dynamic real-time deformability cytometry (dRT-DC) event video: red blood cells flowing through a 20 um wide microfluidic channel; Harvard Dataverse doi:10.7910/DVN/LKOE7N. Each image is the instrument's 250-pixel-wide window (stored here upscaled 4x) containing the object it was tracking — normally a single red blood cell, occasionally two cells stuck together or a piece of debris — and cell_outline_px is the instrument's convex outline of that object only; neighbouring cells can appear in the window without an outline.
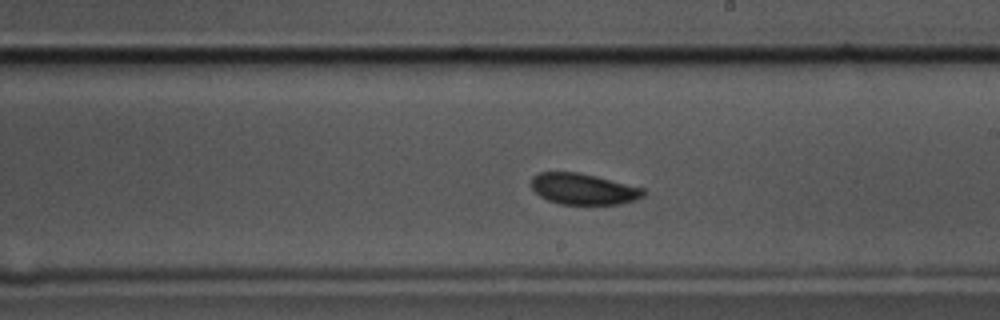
{"species": "common noctule bat (a hibernating species)", "species_latin": "Nyctalus noctula", "temperature_condition": "cold", "stored_images_in_passage": 45, "camera_frame_rate_fps": 3000, "um_per_image_px": 0.085, "animal": {"sex": "male", "body_mass_g": 17.5, "forearm_length_mm": 52.3}, "frame": {"image": 1, "passage_image": 21, "time_ms": 6.667, "image_size_px": [1000, 320], "cell_outline_px": [[648, 192], [644, 196], [636, 200], [620, 204], [560, 204], [548, 200], [540, 196], [532, 188], [532, 176], [540, 172], [576, 172], [596, 176], [644, 188]], "centroid_in_image_um": [49.62, 16.07], "position_along_channel_um": 239.4, "area_um2": 20.35}}
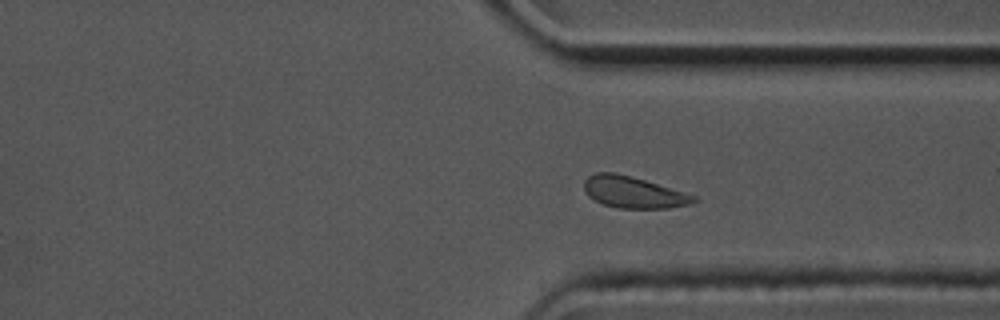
{"frame": {"image": 2, "passage_image": 31, "time_ms": 10.0, "image_size_px": [1000, 320], "cell_outline_px": [[700, 200], [692, 204], [668, 208], [616, 208], [592, 200], [584, 192], [584, 180], [588, 176], [596, 172], [616, 172], [632, 176], [700, 196]], "centroid_in_image_um": [53.88, 16.34], "position_along_channel_um": 357.5, "area_um2": 20.69}}
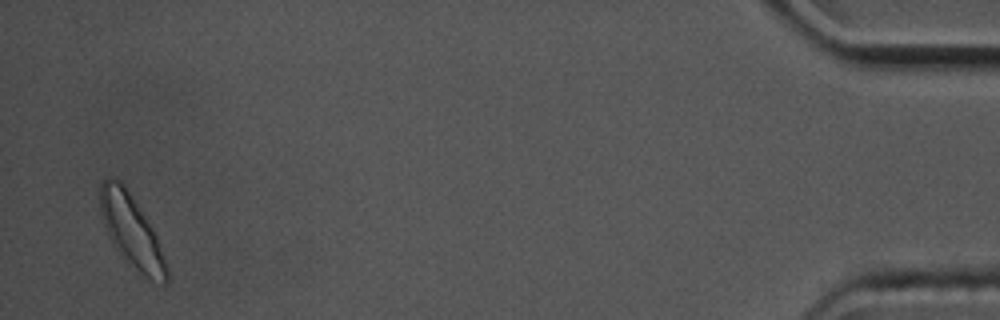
{"frame": {"image": 3, "passage_image": 44, "time_ms": 14.333, "image_size_px": [1000, 320], "cell_outline_px": [[168, 280], [164, 284], [152, 280], [144, 276], [124, 260], [116, 252], [108, 236], [100, 212], [100, 184], [108, 176], [112, 176], [120, 180], [124, 184], [152, 228], [156, 236], [168, 268]], "centroid_in_image_um": [11.14, 19.65], "position_along_channel_um": 424.1, "area_um2": 27.98}, "authors_computed_cell_mechanics": {"area_um2": 21.2704, "velocity_mm_per_s": 3.5256, "shape_relaxation_time_tau1_ms": 2.03, "shape_relaxation_time_tau2_ms": null, "deformation_change_tau1": 0.0668, "deformation_change_tau2": null}}